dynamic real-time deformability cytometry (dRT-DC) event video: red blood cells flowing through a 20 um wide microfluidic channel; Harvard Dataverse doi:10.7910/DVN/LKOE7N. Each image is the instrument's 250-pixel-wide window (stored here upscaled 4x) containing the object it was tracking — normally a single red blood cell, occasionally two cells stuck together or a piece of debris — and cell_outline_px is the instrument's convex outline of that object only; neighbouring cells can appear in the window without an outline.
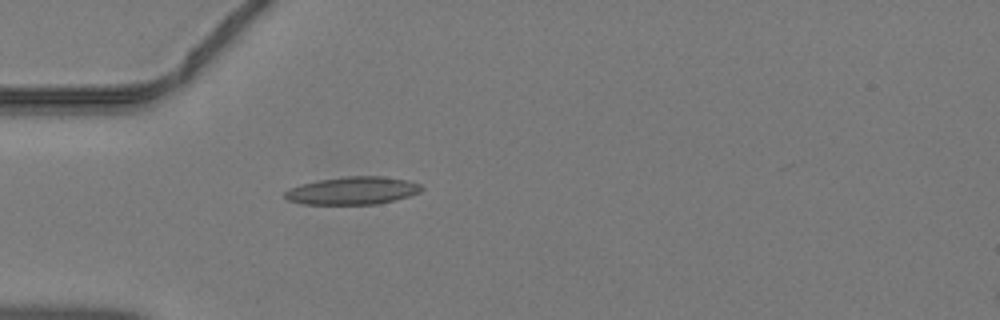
{"species": "common noctule bat (a hibernating species)", "species_latin": "Nyctalus noctula", "temperature_condition": "warm", "stored_images_in_passage": 30, "camera_frame_rate_fps": 3000, "um_per_image_px": 0.085, "animal": {"sex": "male", "body_mass_g": 19.2, "forearm_length_mm": 51.8}, "frame": {"image": 1, "passage_image": 1, "time_ms": 0.0, "image_size_px": [1000, 320], "cell_outline_px": [[424, 188], [420, 192], [408, 196], [376, 204], [304, 204], [288, 200], [284, 196], [284, 192], [288, 188], [300, 184], [316, 180], [344, 176], [384, 176], [408, 180], [420, 184]], "centroid_in_image_um": [29.95, 16.19], "position_along_channel_um": 55.1, "area_um2": 22.2}}
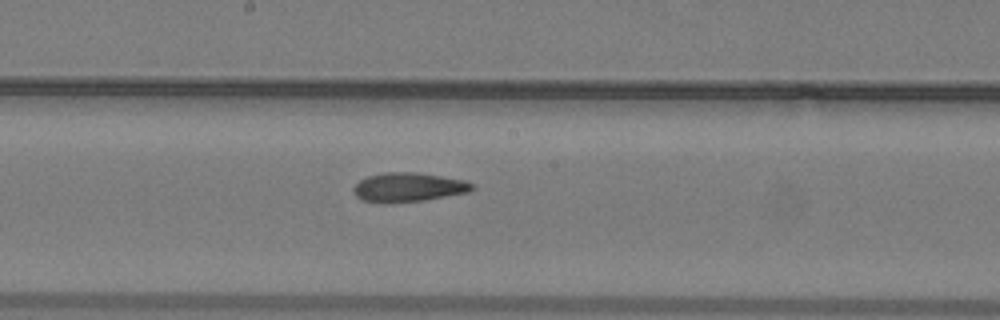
{"frame": {"image": 2, "passage_image": 12, "time_ms": 3.667, "image_size_px": [1000, 320], "cell_outline_px": [[476, 188], [468, 192], [424, 200], [388, 204], [384, 204], [364, 200], [356, 196], [352, 188], [360, 180], [368, 176], [384, 172], [416, 172], [464, 180], [472, 184]], "centroid_in_image_um": [34.68, 15.92], "position_along_channel_um": 213.5, "area_um2": 20.17}}
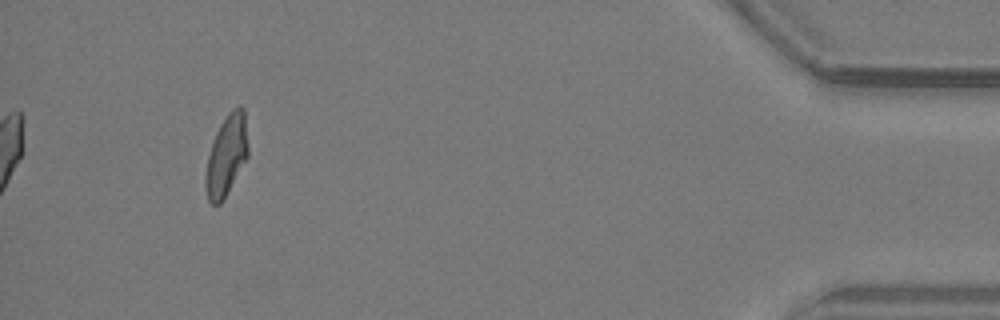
{"frame": {"image": 3, "passage_image": 30, "time_ms": 9.667, "image_size_px": [1000, 320], "cell_outline_px": [[248, 156], [224, 200], [220, 204], [212, 204], [208, 200], [204, 184], [204, 176], [208, 156], [216, 132], [220, 124], [228, 112], [232, 108], [240, 104], [244, 108], [248, 144]], "centroid_in_image_um": [19.25, 13.21], "position_along_channel_um": 416.0, "area_um2": 20.23}}